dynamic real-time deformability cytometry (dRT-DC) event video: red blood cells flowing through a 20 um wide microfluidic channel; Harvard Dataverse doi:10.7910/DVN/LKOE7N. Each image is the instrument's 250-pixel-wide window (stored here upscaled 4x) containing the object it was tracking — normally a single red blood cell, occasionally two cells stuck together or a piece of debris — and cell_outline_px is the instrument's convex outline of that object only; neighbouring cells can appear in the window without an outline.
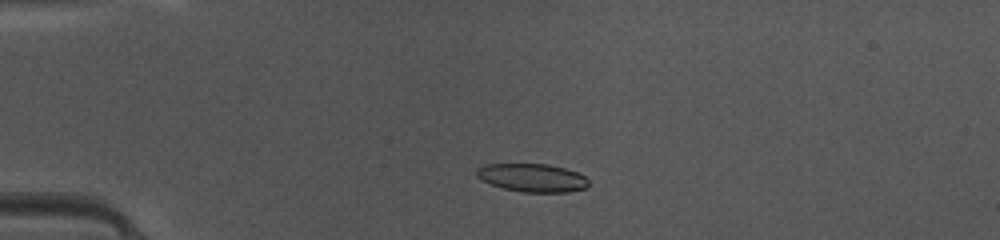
{"species": "common noctule bat (a hibernating species)", "species_latin": "Nyctalus noctula", "temperature_condition": "warm", "stored_images_in_passage": 47, "camera_frame_rate_fps": 3000, "um_per_image_px": 0.085, "animal": {"sex": "female", "body_mass_g": 10.0, "forearm_length_mm": 53.1}, "frame": {"image": 1, "passage_image": 11, "time_ms": 3.333, "image_size_px": [1000, 240], "cell_outline_px": [[588, 184], [584, 188], [568, 192], [520, 192], [504, 188], [492, 184], [476, 176], [476, 172], [484, 164], [548, 164], [564, 168], [576, 172], [584, 176], [588, 180]], "centroid_in_image_um": [45.25, 15.11], "position_along_channel_um": 39.7, "area_um2": 18.15}}
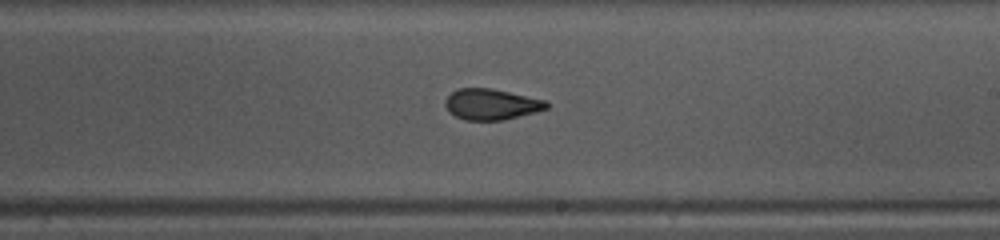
{"frame": {"image": 2, "passage_image": 28, "time_ms": 9.0, "image_size_px": [1000, 240], "cell_outline_px": [[548, 108], [536, 112], [504, 120], [464, 120], [448, 112], [444, 104], [444, 100], [456, 88], [492, 88], [544, 100], [548, 104]], "centroid_in_image_um": [41.72, 8.87], "position_along_channel_um": 247.3, "area_um2": 18.26}}
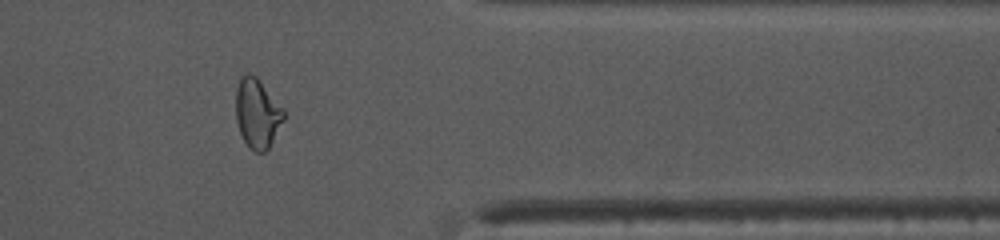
{"frame": {"image": 3, "passage_image": 39, "time_ms": 12.667, "image_size_px": [1000, 240], "cell_outline_px": [[284, 120], [268, 148], [264, 152], [256, 152], [244, 140], [240, 132], [236, 120], [236, 88], [240, 76], [248, 72], [256, 76], [284, 108]], "centroid_in_image_um": [21.87, 9.59], "position_along_channel_um": 389.5, "area_um2": 19.31}, "authors_computed_cell_mechanics": {"area_um2": 18.785, "velocity_mm_per_s": 4.1856, "shape_relaxation_time_tau1_ms": 6.7173, "shape_relaxation_time_tau2_ms": 1.4514, "deformation_change_tau1": 0.1914, "deformation_change_tau2": 0.074}}